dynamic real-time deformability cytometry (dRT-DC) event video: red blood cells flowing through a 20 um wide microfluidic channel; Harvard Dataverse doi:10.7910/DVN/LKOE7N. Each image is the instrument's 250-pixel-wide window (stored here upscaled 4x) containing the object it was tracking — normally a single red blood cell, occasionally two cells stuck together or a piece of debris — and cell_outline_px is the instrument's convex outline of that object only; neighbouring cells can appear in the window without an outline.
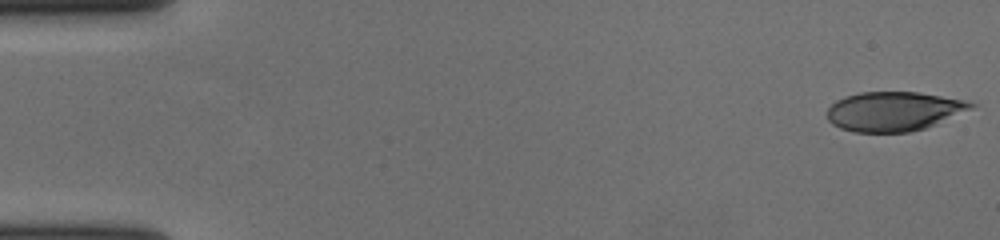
{"species": "human", "species_latin": "Homo sapiens", "temperature_condition": "cold", "stored_images_in_passage": 57, "camera_frame_rate_fps": 3000, "um_per_image_px": 0.085, "donor": {"sex": "female"}, "frame": {"image": 1, "passage_image": 1, "time_ms": 0.0, "image_size_px": [1000, 240], "cell_outline_px": [[976, 104], [972, 108], [936, 124], [912, 132], [852, 132], [840, 128], [832, 124], [828, 120], [828, 108], [836, 100], [844, 96], [860, 92], [920, 92], [964, 100]], "centroid_in_image_um": [75.94, 9.46], "position_along_channel_um": 9.1, "area_um2": 32.95}}
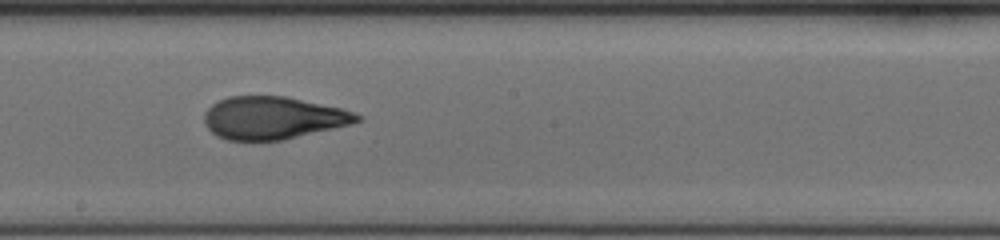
{"frame": {"image": 2, "passage_image": 32, "time_ms": 10.333, "image_size_px": [1000, 240], "cell_outline_px": [[364, 116], [360, 120], [352, 124], [284, 140], [228, 140], [216, 136], [204, 124], [204, 112], [212, 104], [228, 96], [288, 96], [344, 108]], "centroid_in_image_um": [23.24, 10.01], "position_along_channel_um": 225.0, "area_um2": 38.32}}
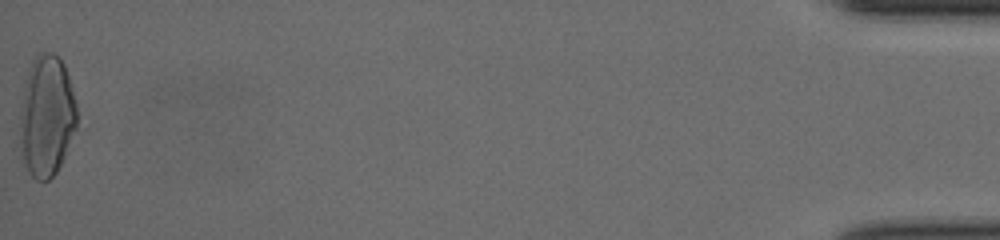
{"frame": {"image": 3, "passage_image": 57, "time_ms": 18.667, "image_size_px": [1000, 240], "cell_outline_px": [[76, 128], [64, 156], [56, 172], [48, 180], [36, 180], [28, 172], [20, 160], [20, 112], [24, 88], [28, 72], [32, 60], [40, 52], [52, 52], [64, 64], [72, 88], [76, 104]], "centroid_in_image_um": [3.94, 9.89], "position_along_channel_um": 431.3, "area_um2": 40.29}, "authors_computed_cell_mechanics": {"area_um2": 37.4544, "velocity_mm_per_s": 3.6819, "shape_relaxation_time_tau1_ms": 6.965, "shape_relaxation_time_tau2_ms": 1.6096, "deformation_change_tau1": 0.2454, "deformation_change_tau2": 0.09}}